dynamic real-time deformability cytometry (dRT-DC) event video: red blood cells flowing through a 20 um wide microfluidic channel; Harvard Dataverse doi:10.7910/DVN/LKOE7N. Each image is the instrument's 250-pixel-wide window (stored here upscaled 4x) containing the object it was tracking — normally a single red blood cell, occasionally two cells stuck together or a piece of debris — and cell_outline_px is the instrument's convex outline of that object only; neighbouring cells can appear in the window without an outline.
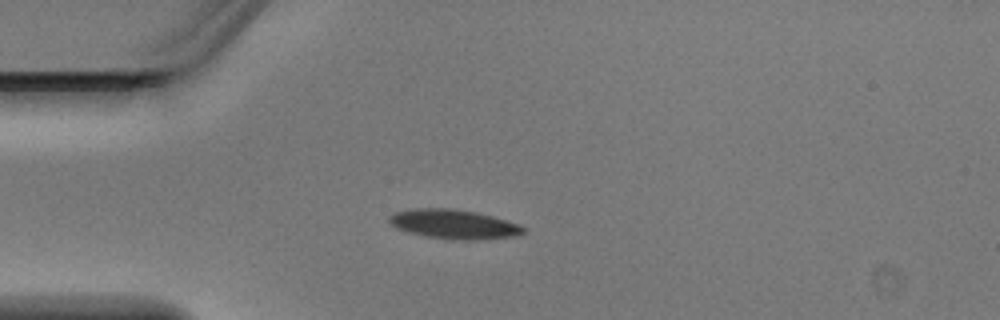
{"species": "Egyptian fruit bat (a non-hibernating species)", "species_latin": "Rousettus aegyptiacus", "temperature_condition": "warm", "stored_images_in_passage": 5, "camera_frame_rate_fps": 3000, "um_per_image_px": 0.085, "animal": {"sex": "male"}, "frame": {"image": 1, "passage_image": 4, "time_ms": 1.0, "image_size_px": [1000, 320], "cell_outline_px": [[524, 232], [516, 236], [468, 240], [464, 240], [428, 236], [408, 232], [396, 228], [388, 224], [388, 216], [396, 212], [408, 208], [452, 208], [476, 212], [492, 216], [520, 224], [524, 228]], "centroid_in_image_um": [38.52, 19.03], "position_along_channel_um": 46.5, "area_um2": 22.83}}